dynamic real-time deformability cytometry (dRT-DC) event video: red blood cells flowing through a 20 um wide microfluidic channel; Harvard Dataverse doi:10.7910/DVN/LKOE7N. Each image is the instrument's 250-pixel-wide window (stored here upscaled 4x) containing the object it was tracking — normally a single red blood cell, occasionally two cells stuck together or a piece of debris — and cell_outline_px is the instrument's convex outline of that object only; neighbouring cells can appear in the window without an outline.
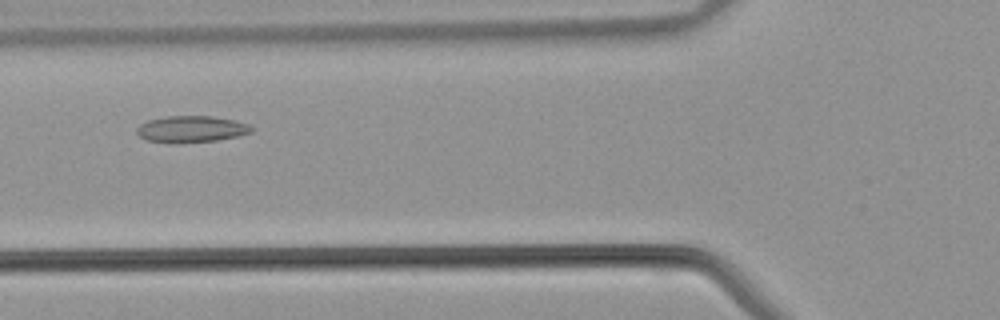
{"species": "common noctule bat (a hibernating species)", "species_latin": "Nyctalus noctula", "temperature_condition": "warm", "stored_images_in_passage": 37, "camera_frame_rate_fps": 3000, "um_per_image_px": 0.085, "animal": {"sex": "male", "body_mass_g": 21.5, "forearm_length_mm": 52.0}, "frame": {"image": 1, "passage_image": 11, "time_ms": 3.333, "image_size_px": [1000, 320], "cell_outline_px": [[256, 128], [252, 132], [236, 136], [216, 140], [176, 144], [168, 144], [144, 140], [136, 132], [136, 128], [140, 124], [148, 120], [168, 116], [212, 116], [232, 120], [248, 124]], "centroid_in_image_um": [16.21, 10.99], "position_along_channel_um": 109.6, "area_um2": 17.98}}
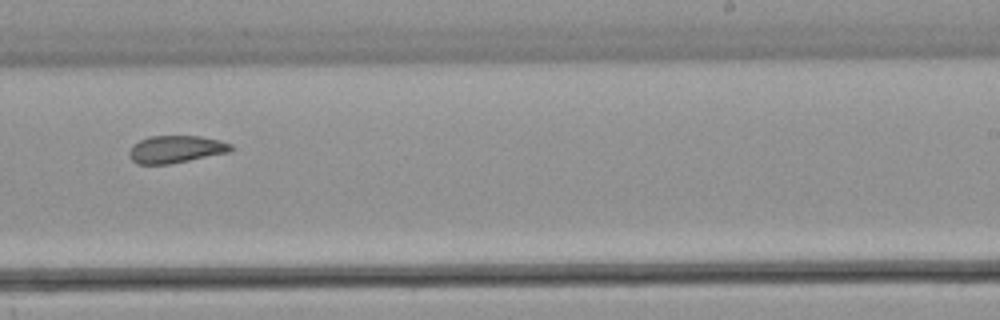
{"frame": {"image": 2, "passage_image": 21, "time_ms": 6.667, "image_size_px": [1000, 320], "cell_outline_px": [[236, 148], [232, 152], [168, 164], [136, 164], [128, 156], [128, 152], [132, 144], [148, 136], [200, 136], [220, 140], [232, 144]], "centroid_in_image_um": [14.97, 12.68], "position_along_channel_um": 274.0, "area_um2": 16.53}}
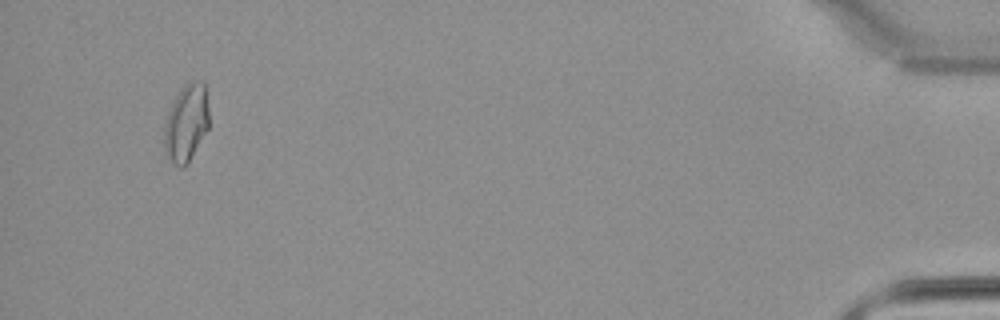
{"frame": {"image": 3, "passage_image": 35, "time_ms": 11.333, "image_size_px": [1000, 320], "cell_outline_px": [[208, 128], [188, 164], [184, 168], [180, 168], [168, 156], [164, 144], [164, 124], [168, 112], [176, 96], [184, 84], [200, 80], [204, 80], [208, 104]], "centroid_in_image_um": [15.85, 10.44], "position_along_channel_um": 419.4, "area_um2": 20.06}}